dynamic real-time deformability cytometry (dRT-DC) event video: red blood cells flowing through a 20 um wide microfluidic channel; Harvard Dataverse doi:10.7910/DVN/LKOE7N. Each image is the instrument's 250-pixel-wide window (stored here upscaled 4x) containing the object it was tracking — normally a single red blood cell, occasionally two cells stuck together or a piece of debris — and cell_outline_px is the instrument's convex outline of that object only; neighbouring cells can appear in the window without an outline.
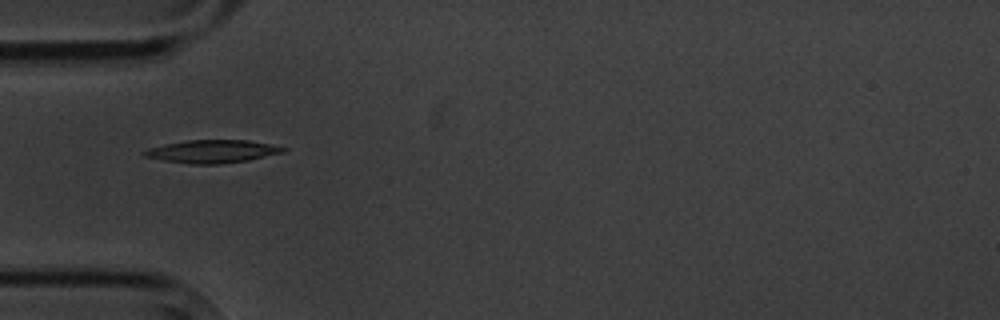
{"species": "common noctule bat (a hibernating species)", "species_latin": "Nyctalus noctula", "temperature_condition": "cold", "stored_images_in_passage": 11, "camera_frame_rate_fps": 3000, "um_per_image_px": 0.085, "animal": {"sex": "male", "body_mass_g": 20.1, "forearm_length_mm": 53.5}, "frame": {"image": 1, "passage_image": 1, "time_ms": 0.0, "image_size_px": [1000, 320], "cell_outline_px": [[288, 148], [284, 152], [248, 160], [216, 164], [192, 164], [164, 160], [144, 156], [140, 152], [148, 148], [164, 144], [188, 140], [248, 140]], "centroid_in_image_um": [18.01, 12.86], "position_along_channel_um": 67.0, "area_um2": 18.38}}
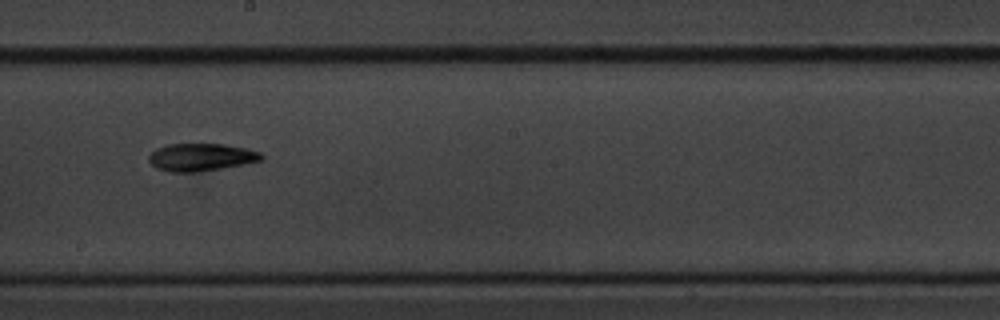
{"frame": {"image": 2, "passage_image": 5, "time_ms": 4.667, "image_size_px": [1000, 320], "cell_outline_px": [[264, 156], [260, 160], [244, 164], [220, 168], [192, 172], [168, 172], [156, 168], [148, 160], [148, 156], [156, 148], [168, 144], [224, 144], [248, 148], [260, 152]], "centroid_in_image_um": [17.07, 13.35], "position_along_channel_um": 231.1, "area_um2": 18.03}}
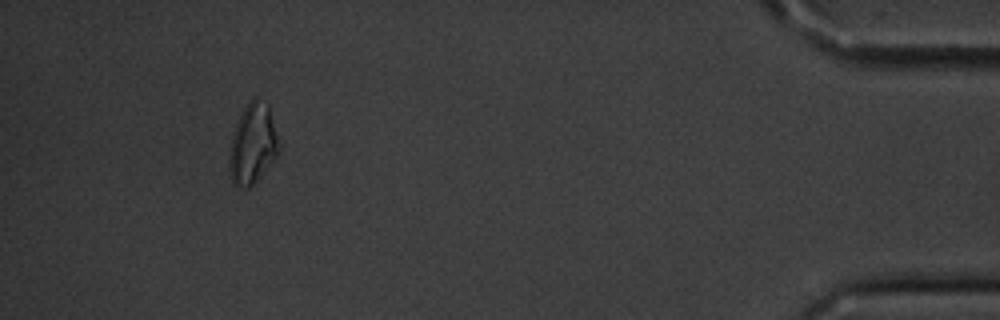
{"frame": {"image": 3, "passage_image": 10, "time_ms": 11.667, "image_size_px": [1000, 320], "cell_outline_px": [[280, 152], [256, 180], [248, 188], [236, 188], [232, 184], [228, 168], [228, 164], [232, 136], [236, 124], [244, 108], [256, 96], [268, 104], [280, 144]], "centroid_in_image_um": [21.47, 12.26], "position_along_channel_um": 413.7, "area_um2": 23.12}, "authors_computed_cell_mechanics": {"area_um2": 18.0336, "velocity_mm_per_s": 3.5091, "shape_relaxation_time_tau1_ms": 7.1561, "shape_relaxation_time_tau2_ms": 10.0355, "deformation_change_tau1": 0.165, "deformation_change_tau2": 0.1993}}